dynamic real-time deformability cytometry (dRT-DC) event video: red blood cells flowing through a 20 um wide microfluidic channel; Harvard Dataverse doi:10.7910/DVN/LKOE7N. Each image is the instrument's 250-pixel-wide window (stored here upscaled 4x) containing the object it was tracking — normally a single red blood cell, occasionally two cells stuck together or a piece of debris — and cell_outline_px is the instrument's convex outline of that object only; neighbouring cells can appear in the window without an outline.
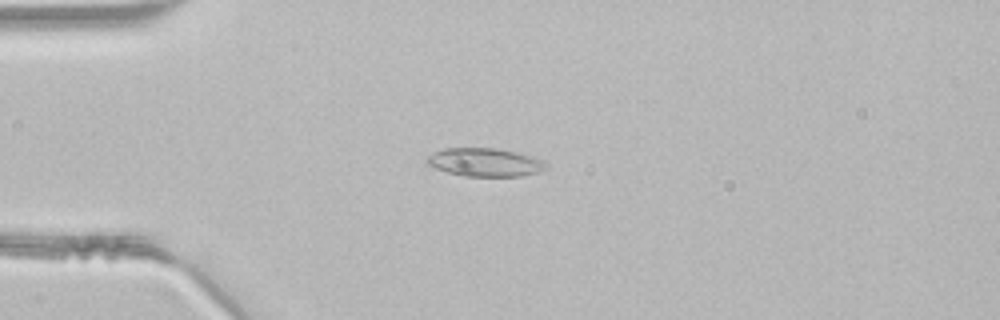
{"species": "common noctule bat (a hibernating species)", "species_latin": "Nyctalus noctula", "temperature_condition": "room temperature", "stored_images_in_passage": 47, "camera_frame_rate_fps": 3000, "um_per_image_px": 0.085, "animal": {"sex": "male", "body_mass_g": 21.5, "forearm_length_mm": 52.0}, "frame": {"image": 1, "passage_image": 12, "time_ms": 3.667, "image_size_px": [1000, 320], "cell_outline_px": [[548, 164], [544, 168], [536, 172], [520, 176], [464, 176], [448, 172], [436, 168], [428, 164], [424, 160], [428, 156], [444, 148], [496, 148], [516, 152], [532, 156]], "centroid_in_image_um": [41.19, 13.79], "position_along_channel_um": 43.8, "area_um2": 19.36}}
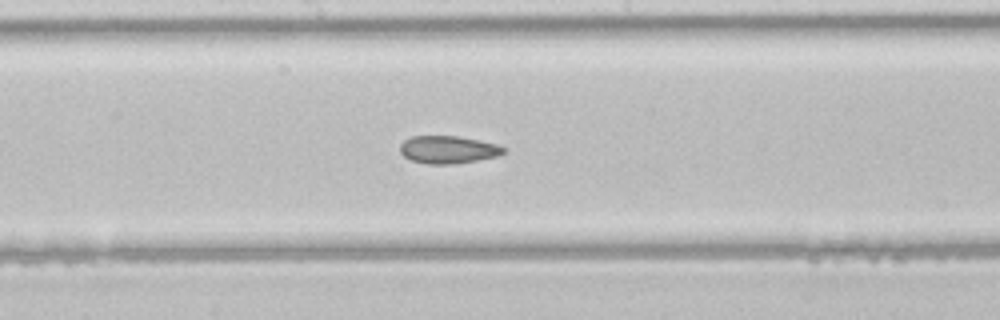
{"frame": {"image": 2, "passage_image": 25, "time_ms": 8.0, "image_size_px": [1000, 320], "cell_outline_px": [[504, 152], [496, 156], [456, 164], [428, 164], [412, 160], [404, 156], [400, 152], [400, 144], [404, 140], [412, 136], [460, 136], [480, 140], [496, 144], [504, 148]], "centroid_in_image_um": [38.06, 12.71], "position_along_channel_um": 210.1, "area_um2": 16.59}}
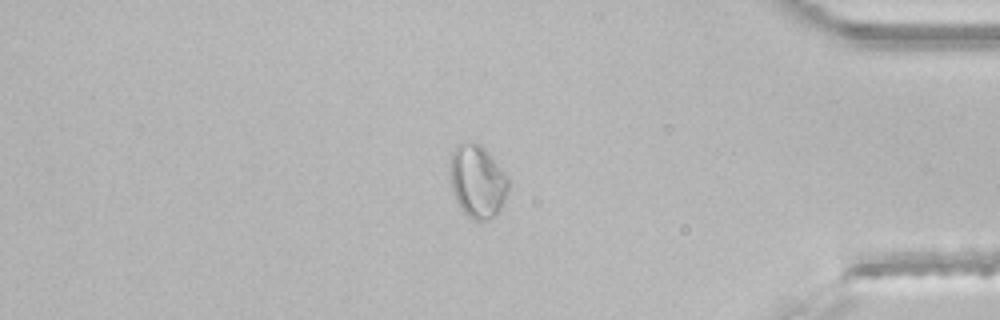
{"frame": {"image": 3, "passage_image": 40, "time_ms": 13.0, "image_size_px": [1000, 320], "cell_outline_px": [[508, 188], [504, 200], [500, 208], [488, 220], [472, 220], [460, 208], [456, 200], [452, 188], [448, 168], [452, 152], [456, 144], [480, 144], [488, 152], [508, 176]], "centroid_in_image_um": [40.55, 15.41], "position_along_channel_um": 394.6, "area_um2": 24.57}}